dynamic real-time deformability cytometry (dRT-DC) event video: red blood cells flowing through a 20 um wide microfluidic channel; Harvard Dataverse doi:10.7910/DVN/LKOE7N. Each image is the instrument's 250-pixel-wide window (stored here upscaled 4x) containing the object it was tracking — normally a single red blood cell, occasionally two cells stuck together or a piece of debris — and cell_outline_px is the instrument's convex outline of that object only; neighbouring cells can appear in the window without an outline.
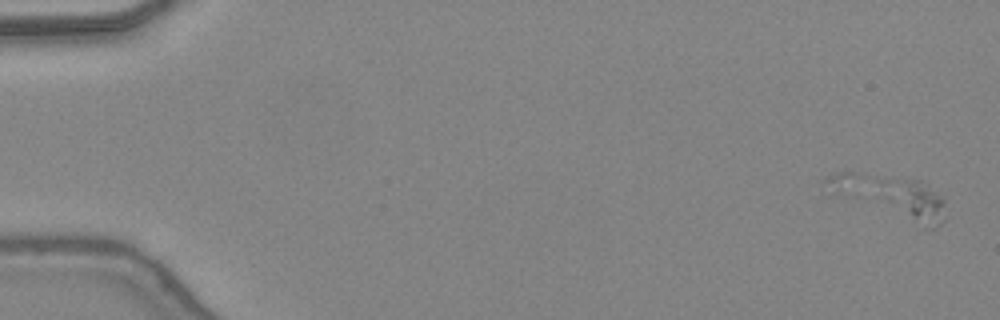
{"species": "common noctule bat (a hibernating species)", "species_latin": "Nyctalus noctula", "temperature_condition": "warm", "stored_images_in_passage": 5, "camera_frame_rate_fps": 3000, "um_per_image_px": 0.085, "animal": {"sex": "female", "body_mass_g": 24.6, "forearm_length_mm": 56.2}, "frame": {"image": 1, "passage_image": 2, "time_ms": 0.333, "image_size_px": [1000, 320], "cell_outline_px": [[944, 220], [936, 228], [924, 228], [880, 196], [872, 180], [920, 180], [928, 184], [944, 200]], "centroid_in_image_um": [77.67, 17.04], "position_along_channel_um": 7.3, "area_um2": 15.84}}